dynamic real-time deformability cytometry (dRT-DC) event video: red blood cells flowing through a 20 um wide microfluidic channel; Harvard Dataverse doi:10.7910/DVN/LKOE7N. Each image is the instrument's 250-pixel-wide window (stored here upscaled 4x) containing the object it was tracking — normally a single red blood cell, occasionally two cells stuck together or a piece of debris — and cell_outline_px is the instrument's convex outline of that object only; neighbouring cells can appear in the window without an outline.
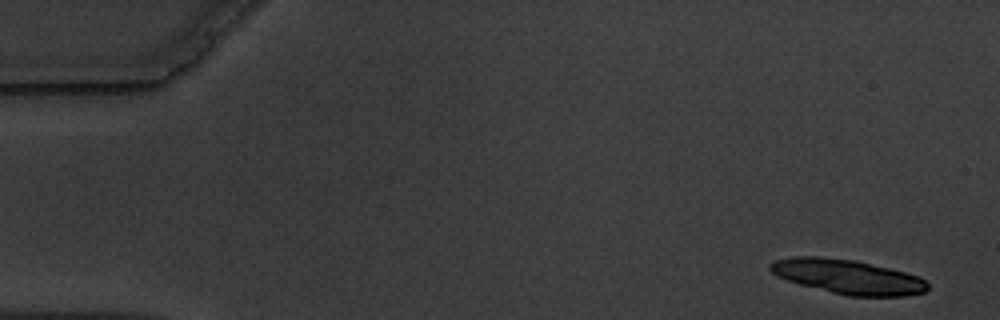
{"species": "common noctule bat (a hibernating species)", "species_latin": "Nyctalus noctula", "temperature_condition": "warm", "stored_images_in_passage": 6, "camera_frame_rate_fps": 3000, "um_per_image_px": 0.085, "animal": {"sex": "male", "body_mass_g": 19.5, "forearm_length_mm": 54.6}, "frame": {"image": 1, "passage_image": 1, "time_ms": 0.0, "image_size_px": [1000, 320], "cell_outline_px": [[928, 288], [924, 292], [904, 296], [848, 296], [800, 284], [776, 276], [768, 268], [768, 264], [776, 260], [792, 256], [820, 256], [856, 260], [920, 276], [928, 284]], "centroid_in_image_um": [72.04, 23.51], "position_along_channel_um": 13.0, "area_um2": 31.5}}
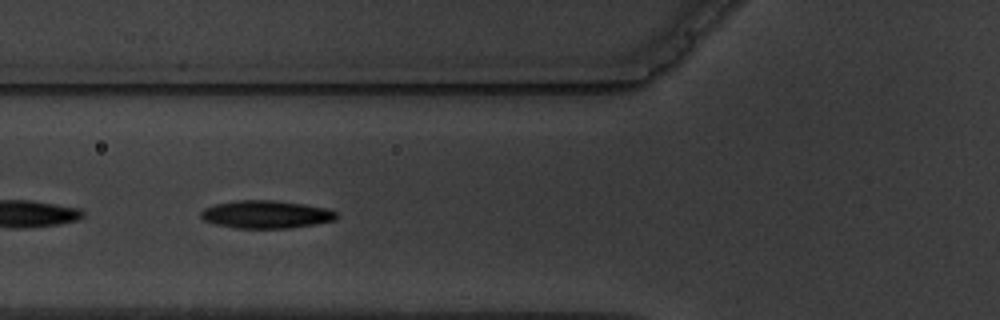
{"frame": {"image": 2, "passage_image": 6, "time_ms": 6.333, "image_size_px": [1000, 320], "cell_outline_px": [[336, 220], [288, 228], [236, 228], [216, 224], [204, 220], [200, 216], [200, 212], [204, 208], [216, 204], [236, 200], [276, 200], [304, 204], [324, 208], [336, 212]], "centroid_in_image_um": [22.58, 18.22], "position_along_channel_um": 103.2, "area_um2": 21.79}}